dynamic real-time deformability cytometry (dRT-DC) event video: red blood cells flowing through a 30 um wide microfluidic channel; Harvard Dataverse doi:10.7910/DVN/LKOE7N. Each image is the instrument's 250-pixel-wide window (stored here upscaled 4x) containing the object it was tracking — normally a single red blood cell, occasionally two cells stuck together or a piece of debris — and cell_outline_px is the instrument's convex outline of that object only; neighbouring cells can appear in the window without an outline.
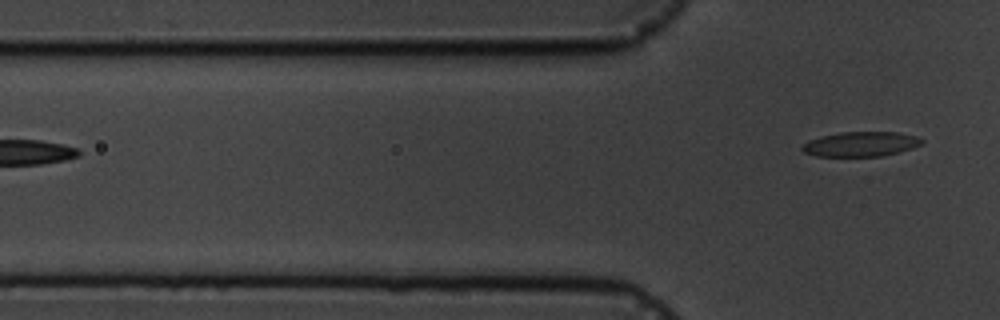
{"species": "common noctule bat (a hibernating species)", "species_latin": "Nyctalus noctula", "temperature_condition": "cold", "stored_images_in_passage": 3, "camera_frame_rate_fps": 3000, "um_per_image_px": 0.085, "animal": {"sex": "male", "body_mass_g": 19.5, "forearm_length_mm": 54.6}, "frame": {"image": 1, "passage_image": 3, "time_ms": 3.333, "image_size_px": [1000, 320], "cell_outline_px": [[924, 140], [920, 144], [912, 148], [880, 156], [816, 156], [804, 152], [800, 148], [808, 140], [820, 136], [840, 132], [896, 132], [916, 136]], "centroid_in_image_um": [73.12, 12.24], "position_along_channel_um": 52.7, "area_um2": 17.11}}